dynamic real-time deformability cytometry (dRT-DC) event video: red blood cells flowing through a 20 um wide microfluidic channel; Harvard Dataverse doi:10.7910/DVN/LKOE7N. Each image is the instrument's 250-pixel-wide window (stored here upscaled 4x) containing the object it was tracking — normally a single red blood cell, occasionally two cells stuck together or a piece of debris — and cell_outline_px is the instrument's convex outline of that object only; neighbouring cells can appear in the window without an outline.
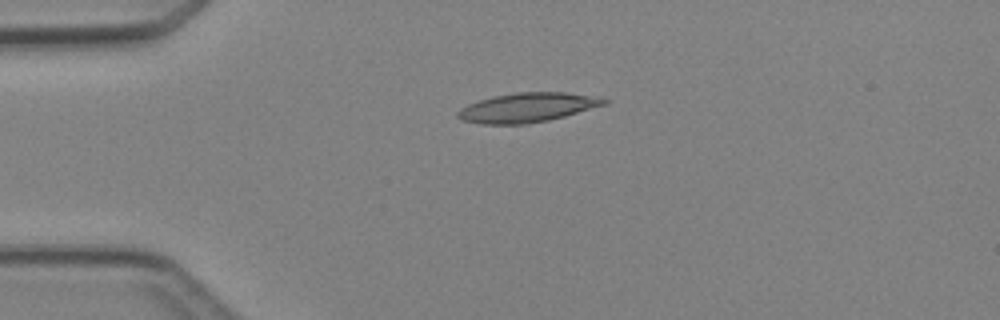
{"species": "Egyptian fruit bat (a non-hibernating species)", "species_latin": "Rousettus aegyptiacus", "temperature_condition": "cold", "stored_images_in_passage": 4, "camera_frame_rate_fps": 3000, "um_per_image_px": 0.085, "animal": {"sex": "female"}, "frame": {"image": 1, "passage_image": 4, "time_ms": 3.667, "image_size_px": [1000, 320], "cell_outline_px": [[608, 104], [564, 116], [548, 120], [528, 124], [484, 124], [460, 120], [456, 116], [456, 112], [460, 108], [468, 104], [492, 96], [516, 92], [564, 92], [600, 96], [608, 100]], "centroid_in_image_um": [44.84, 9.13], "position_along_channel_um": 40.2, "area_um2": 25.26}}